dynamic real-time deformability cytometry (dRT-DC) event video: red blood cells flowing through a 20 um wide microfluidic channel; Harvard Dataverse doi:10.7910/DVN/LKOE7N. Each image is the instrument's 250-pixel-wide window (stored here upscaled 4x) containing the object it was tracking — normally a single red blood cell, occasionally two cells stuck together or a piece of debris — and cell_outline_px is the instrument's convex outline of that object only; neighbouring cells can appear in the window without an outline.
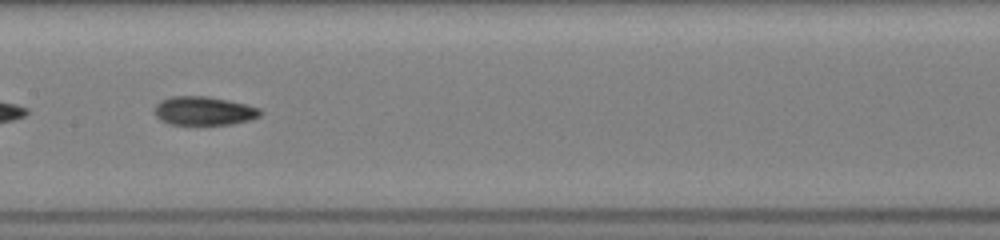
{"species": "common noctule bat (a hibernating species)", "species_latin": "Nyctalus noctula", "temperature_condition": "room temperature", "stored_images_in_passage": 35, "camera_frame_rate_fps": 3000, "um_per_image_px": 0.085, "animal": {"sex": "female", "body_mass_g": 19.5, "forearm_length_mm": 54.1}, "frame": {"image": 1, "passage_image": 11, "time_ms": 3.333, "image_size_px": [1000, 240], "cell_outline_px": [[260, 116], [248, 120], [232, 124], [168, 124], [160, 120], [156, 116], [156, 104], [160, 100], [172, 96], [208, 96], [248, 104], [260, 108]], "centroid_in_image_um": [17.33, 9.41], "position_along_channel_um": 190.1, "area_um2": 17.63}}
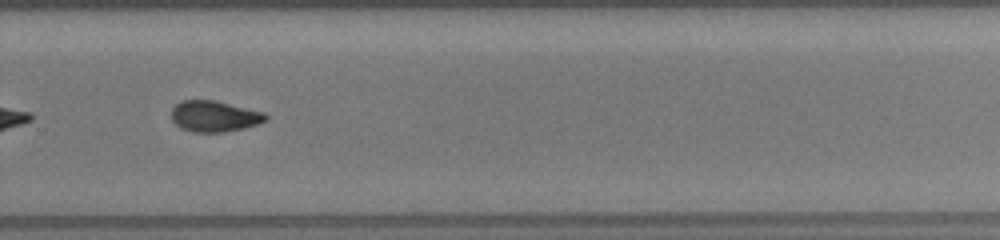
{"frame": {"image": 2, "passage_image": 20, "time_ms": 6.333, "image_size_px": [1000, 240], "cell_outline_px": [[268, 120], [244, 128], [224, 132], [192, 132], [180, 128], [172, 120], [172, 108], [180, 100], [216, 100], [264, 112], [268, 116]], "centroid_in_image_um": [18.22, 9.88], "position_along_channel_um": 311.6, "area_um2": 17.17}}
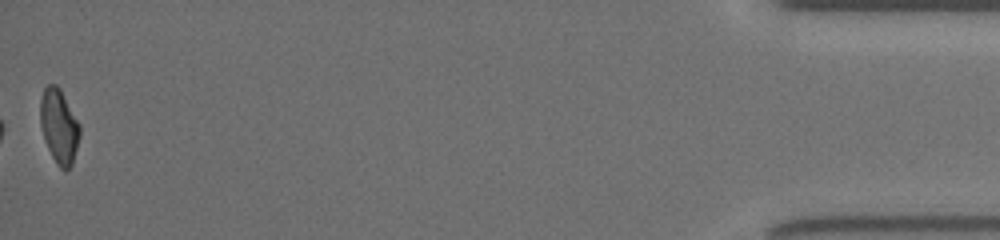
{"frame": {"image": 3, "passage_image": 35, "time_ms": 11.333, "image_size_px": [1000, 240], "cell_outline_px": [[80, 136], [72, 164], [64, 172], [56, 164], [48, 148], [40, 124], [40, 100], [44, 88], [48, 84], [56, 84], [60, 88], [80, 124]], "centroid_in_image_um": [5.02, 10.72], "position_along_channel_um": 430.2, "area_um2": 17.11}, "authors_computed_cell_mechanics": {"area_um2": 17.1666, "velocity_mm_per_s": 4.0726, "shape_relaxation_time_tau1_ms": 3.8337, "shape_relaxation_time_tau2_ms": 2.1388, "deformation_change_tau1": 0.1578, "deformation_change_tau2": 0.0776}}